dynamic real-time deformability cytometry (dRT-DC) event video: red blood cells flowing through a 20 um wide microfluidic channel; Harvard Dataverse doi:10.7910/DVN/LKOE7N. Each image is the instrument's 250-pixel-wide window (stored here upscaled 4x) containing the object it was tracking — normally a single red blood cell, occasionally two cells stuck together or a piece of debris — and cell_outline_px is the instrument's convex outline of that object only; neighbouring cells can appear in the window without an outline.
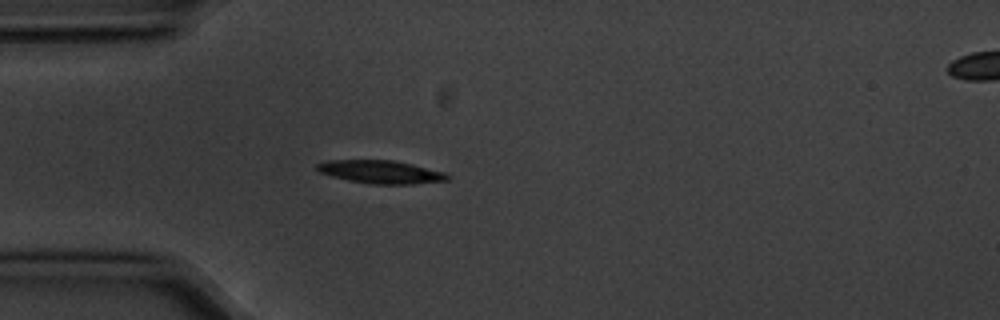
{"species": "common noctule bat (a hibernating species)", "species_latin": "Nyctalus noctula", "temperature_condition": "cold", "stored_images_in_passage": 4, "segment_of_instrument_passage": [1, 2], "camera_frame_rate_fps": 3000, "um_per_image_px": 0.085, "animal": {"sex": "male", "body_mass_g": 20.1, "forearm_length_mm": 53.5}, "frame": {"image": 1, "passage_image": 3, "time_ms": 0.667, "image_size_px": [1000, 320], "cell_outline_px": [[452, 176], [448, 180], [412, 184], [372, 184], [348, 180], [332, 176], [320, 172], [316, 168], [316, 164], [328, 160], [392, 160], [412, 164], [448, 172]], "centroid_in_image_um": [32.43, 14.61], "position_along_channel_um": 52.6, "area_um2": 17.63}}